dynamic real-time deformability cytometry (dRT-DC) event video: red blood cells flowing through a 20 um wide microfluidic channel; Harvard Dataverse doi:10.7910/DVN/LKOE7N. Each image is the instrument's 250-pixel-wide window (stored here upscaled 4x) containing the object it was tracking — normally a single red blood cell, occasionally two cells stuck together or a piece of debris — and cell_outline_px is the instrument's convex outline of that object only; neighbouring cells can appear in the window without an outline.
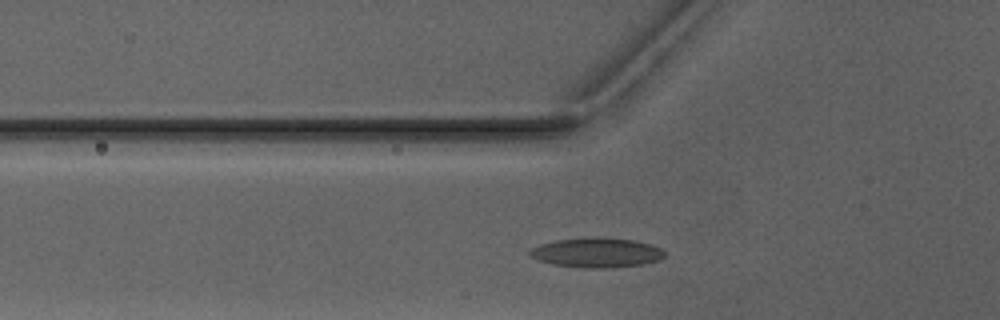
{"species": "Egyptian fruit bat (a non-hibernating species)", "species_latin": "Rousettus aegyptiacus", "temperature_condition": "warm", "stored_images_in_passage": 3, "camera_frame_rate_fps": 3000, "um_per_image_px": 0.085, "animal": {"sex": "male"}, "frame": {"image": 1, "passage_image": 3, "time_ms": 2.333, "image_size_px": [1000, 320], "cell_outline_px": [[664, 256], [660, 260], [644, 264], [616, 268], [580, 268], [552, 264], [536, 260], [528, 256], [528, 252], [532, 248], [540, 244], [556, 240], [632, 240], [652, 244], [660, 248], [664, 252]], "centroid_in_image_um": [50.7, 21.54], "position_along_channel_um": 75.1, "area_um2": 22.66}}